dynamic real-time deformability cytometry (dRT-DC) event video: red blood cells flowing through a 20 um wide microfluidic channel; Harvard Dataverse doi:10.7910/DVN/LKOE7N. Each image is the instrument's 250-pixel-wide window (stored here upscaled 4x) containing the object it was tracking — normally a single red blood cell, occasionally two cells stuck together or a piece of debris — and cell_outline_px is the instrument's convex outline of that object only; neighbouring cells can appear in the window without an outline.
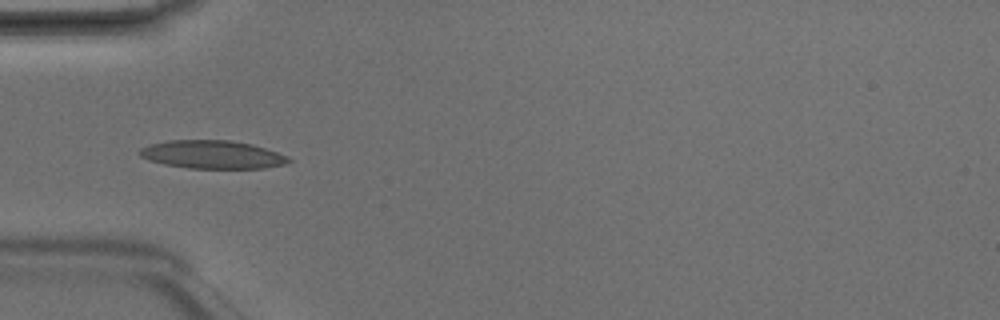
{"species": "Egyptian fruit bat (a non-hibernating species)", "species_latin": "Rousettus aegyptiacus", "temperature_condition": "room temperature", "stored_images_in_passage": 4, "camera_frame_rate_fps": 3000, "um_per_image_px": 0.085, "animal": {"sex": "male"}, "frame": {"image": 1, "passage_image": 4, "time_ms": 1.0, "image_size_px": [1000, 320], "cell_outline_px": [[292, 160], [284, 164], [264, 168], [188, 168], [164, 164], [148, 160], [140, 156], [140, 148], [148, 144], [168, 140], [228, 140], [252, 144], [288, 156]], "centroid_in_image_um": [18.02, 13.13], "position_along_channel_um": 67.0, "area_um2": 24.39}}